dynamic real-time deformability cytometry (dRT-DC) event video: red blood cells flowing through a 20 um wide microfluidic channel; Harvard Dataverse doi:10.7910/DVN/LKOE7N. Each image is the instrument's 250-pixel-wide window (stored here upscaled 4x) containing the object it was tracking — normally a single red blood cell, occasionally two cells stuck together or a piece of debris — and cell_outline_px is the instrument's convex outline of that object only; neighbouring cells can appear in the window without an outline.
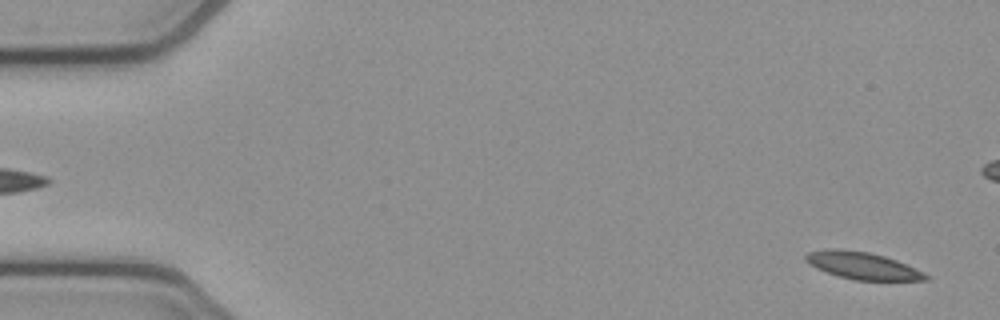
{"species": "common noctule bat (a hibernating species)", "species_latin": "Nyctalus noctula", "temperature_condition": "cold", "stored_images_in_passage": 54, "camera_frame_rate_fps": 3000, "um_per_image_px": 0.085, "animal": {"sex": "female", "body_mass_g": 21.9}, "frame": {"image": 1, "passage_image": 2, "time_ms": 0.333, "image_size_px": [1000, 320], "cell_outline_px": [[932, 276], [928, 280], [852, 280], [816, 268], [808, 264], [804, 260], [804, 256], [808, 252], [868, 252], [884, 256], [896, 260], [924, 272]], "centroid_in_image_um": [73.43, 22.64], "position_along_channel_um": 11.6, "area_um2": 18.03}}
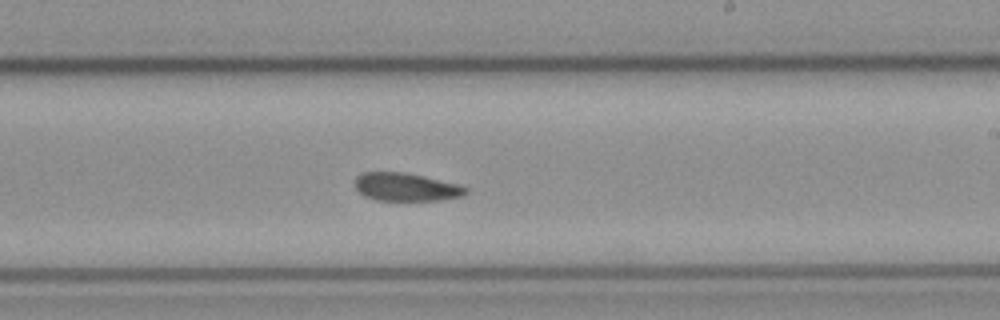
{"frame": {"image": 2, "passage_image": 31, "time_ms": 10.0, "image_size_px": [1000, 320], "cell_outline_px": [[468, 192], [464, 196], [440, 200], [376, 200], [364, 196], [356, 188], [356, 176], [360, 172], [404, 172], [424, 176], [456, 184], [468, 188]], "centroid_in_image_um": [34.51, 15.89], "position_along_channel_um": 254.5, "area_um2": 18.09}}
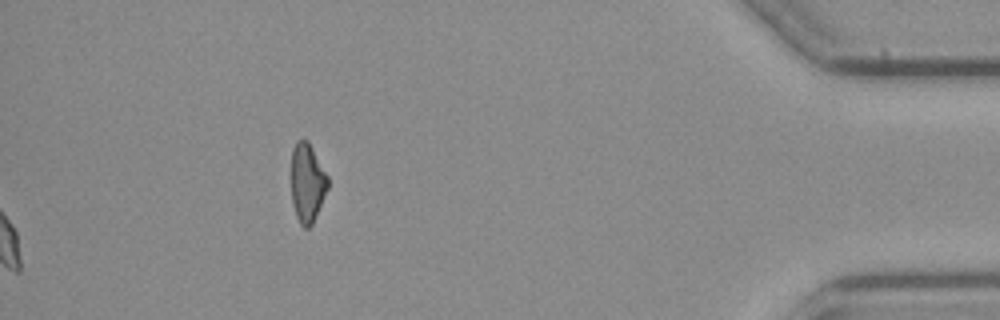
{"frame": {"image": 3, "passage_image": 54, "time_ms": 17.667, "image_size_px": [1000, 320], "cell_outline_px": [[328, 188], [312, 224], [308, 228], [304, 228], [300, 224], [296, 216], [292, 200], [292, 148], [296, 140], [308, 140], [328, 176]], "centroid_in_image_um": [26.12, 15.52], "position_along_channel_um": 409.1, "area_um2": 16.7}, "authors_computed_cell_mechanics": {"area_um2": 19.1896, "velocity_mm_per_s": 3.8392, "shape_relaxation_time_tau1_ms": 6.0296, "shape_relaxation_time_tau2_ms": 8.2175, "deformation_change_tau1": 0.1275, "deformation_change_tau2": 0.154}}